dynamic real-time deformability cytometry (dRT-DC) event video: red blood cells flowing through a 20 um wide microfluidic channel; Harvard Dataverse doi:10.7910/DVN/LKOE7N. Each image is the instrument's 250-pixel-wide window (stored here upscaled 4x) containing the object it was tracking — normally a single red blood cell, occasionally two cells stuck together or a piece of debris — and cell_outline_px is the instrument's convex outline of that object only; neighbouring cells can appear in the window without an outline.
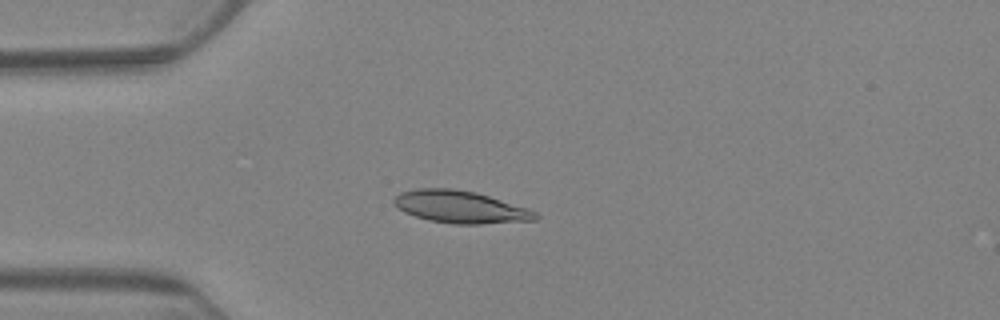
{"species": "Egyptian fruit bat (a non-hibernating species)", "species_latin": "Rousettus aegyptiacus", "temperature_condition": "warm", "stored_images_in_passage": 7, "camera_frame_rate_fps": 3000, "um_per_image_px": 0.085, "animal": {"sex": "female"}, "frame": {"image": 1, "passage_image": 4, "time_ms": 4.333, "image_size_px": [1000, 320], "cell_outline_px": [[540, 216], [536, 220], [480, 224], [452, 224], [428, 220], [404, 212], [392, 200], [400, 192], [416, 188], [452, 188], [476, 192], [528, 208], [536, 212]], "centroid_in_image_um": [39.15, 17.59], "position_along_channel_um": 45.9, "area_um2": 26.65}}
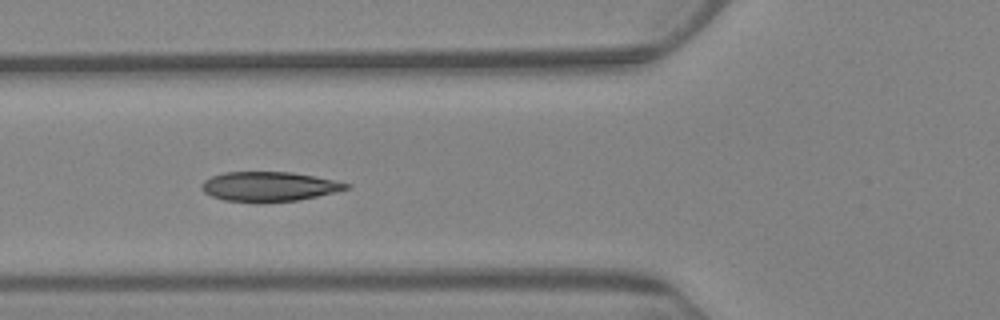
{"frame": {"image": 2, "passage_image": 6, "time_ms": 6.667, "image_size_px": [1000, 320], "cell_outline_px": [[352, 188], [316, 196], [296, 200], [256, 204], [224, 200], [212, 196], [204, 192], [200, 188], [200, 184], [204, 180], [212, 176], [224, 172], [292, 172], [352, 184]], "centroid_in_image_um": [22.82, 15.87], "position_along_channel_um": 103.0, "area_um2": 25.2}}
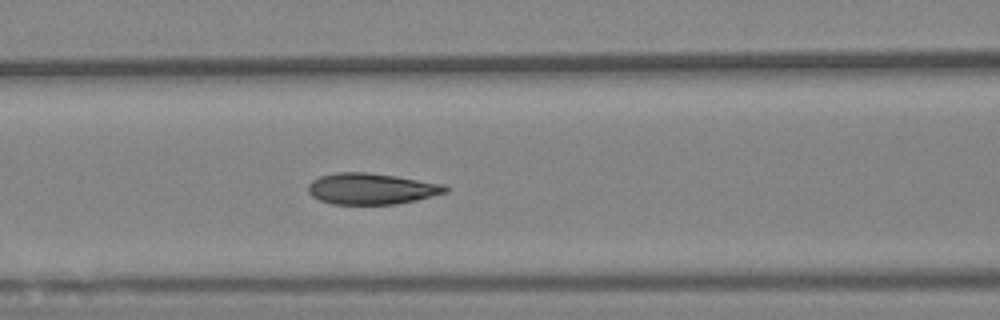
{"frame": {"image": 3, "passage_image": 7, "time_ms": 7.667, "image_size_px": [1000, 320], "cell_outline_px": [[448, 192], [416, 200], [396, 204], [332, 204], [320, 200], [312, 196], [308, 192], [308, 184], [312, 180], [320, 176], [336, 172], [364, 172], [396, 176], [444, 184], [448, 188]], "centroid_in_image_um": [31.56, 16.04], "position_along_channel_um": 135.0, "area_um2": 24.91}}